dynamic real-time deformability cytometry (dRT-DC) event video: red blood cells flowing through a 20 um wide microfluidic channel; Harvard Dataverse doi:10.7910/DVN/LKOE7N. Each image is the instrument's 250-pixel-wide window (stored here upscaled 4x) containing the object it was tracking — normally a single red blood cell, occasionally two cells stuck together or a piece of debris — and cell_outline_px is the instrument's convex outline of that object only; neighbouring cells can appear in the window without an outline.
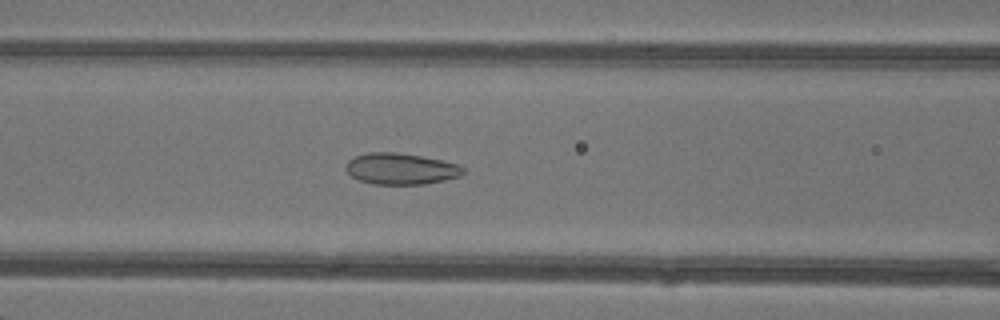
{"species": "common noctule bat (a hibernating species)", "species_latin": "Nyctalus noctula", "temperature_condition": "warm", "stored_images_in_passage": 48, "camera_frame_rate_fps": 3000, "um_per_image_px": 0.085, "animal": {"sex": "female"}, "frame": {"image": 1, "passage_image": 21, "time_ms": 6.667, "image_size_px": [1000, 320], "cell_outline_px": [[464, 172], [460, 176], [444, 180], [424, 184], [372, 184], [360, 180], [352, 176], [344, 168], [348, 160], [356, 156], [368, 152], [396, 152], [420, 156], [440, 160], [456, 164], [464, 168]], "centroid_in_image_um": [34.04, 14.35], "position_along_channel_um": 132.6, "area_um2": 21.21}}
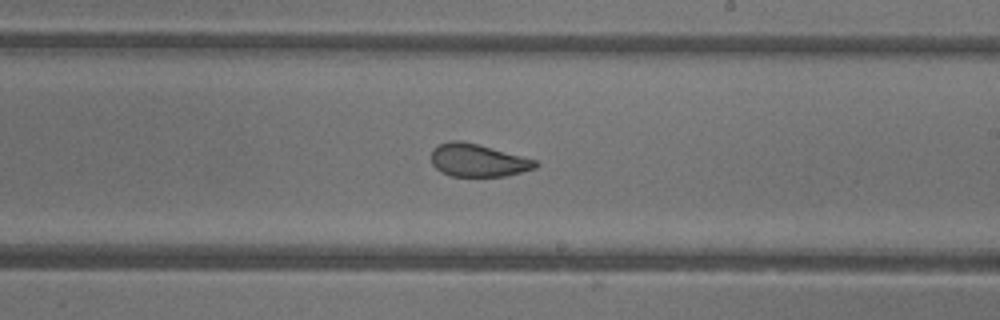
{"frame": {"image": 2, "passage_image": 29, "time_ms": 9.333, "image_size_px": [1000, 320], "cell_outline_px": [[540, 164], [536, 168], [508, 176], [452, 176], [440, 172], [432, 164], [432, 148], [448, 140], [460, 140], [476, 144], [536, 160]], "centroid_in_image_um": [40.61, 13.64], "position_along_channel_um": 248.4, "area_um2": 19.83}}
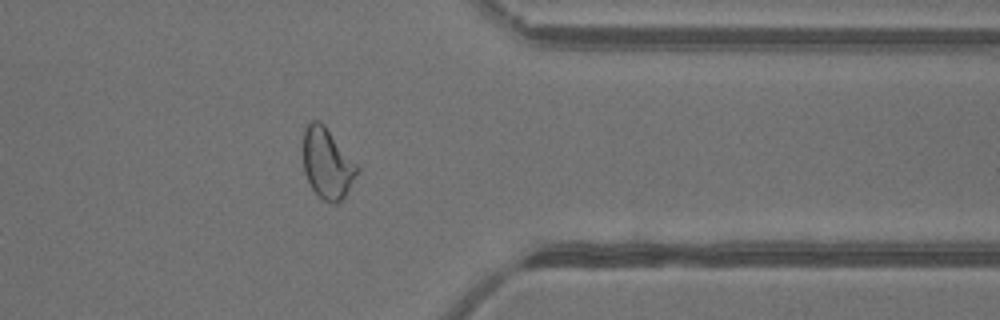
{"frame": {"image": 3, "passage_image": 39, "time_ms": 12.667, "image_size_px": [1000, 320], "cell_outline_px": [[360, 168], [344, 196], [336, 204], [332, 204], [324, 200], [312, 188], [304, 172], [304, 132], [308, 124], [312, 120], [320, 120], [324, 124]], "centroid_in_image_um": [27.81, 13.88], "position_along_channel_um": 383.6, "area_um2": 21.73}, "authors_computed_cell_mechanics": {"area_um2": 23.5535, "velocity_mm_per_s": 4.3421, "shape_relaxation_time_tau1_ms": null, "shape_relaxation_time_tau2_ms": 0.927, "deformation_change_tau1": null, "deformation_change_tau2": 0.0621}}